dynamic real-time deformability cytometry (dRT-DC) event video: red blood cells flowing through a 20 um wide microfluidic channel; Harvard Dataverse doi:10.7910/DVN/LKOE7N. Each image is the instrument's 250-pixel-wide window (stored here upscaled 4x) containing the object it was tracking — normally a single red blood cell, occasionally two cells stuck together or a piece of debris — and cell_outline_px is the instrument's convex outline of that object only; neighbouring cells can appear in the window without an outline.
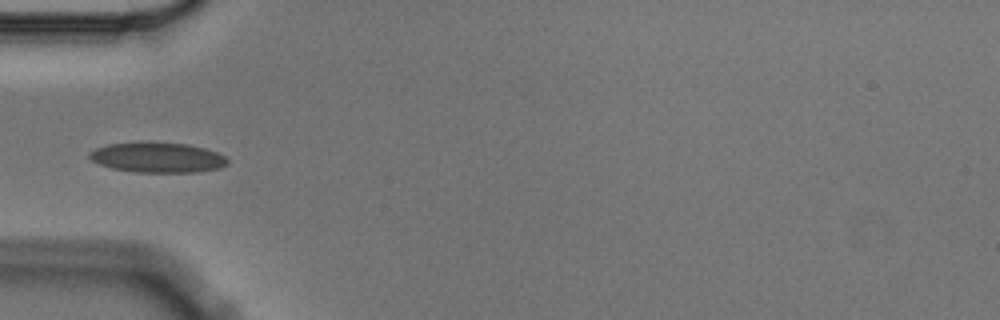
{"species": "Egyptian fruit bat (a non-hibernating species)", "species_latin": "Rousettus aegyptiacus", "temperature_condition": "cold", "stored_images_in_passage": 4, "camera_frame_rate_fps": 3000, "um_per_image_px": 0.085, "animal": {"sex": "male"}, "frame": {"image": 1, "passage_image": 4, "time_ms": 1.0, "image_size_px": [1000, 320], "cell_outline_px": [[228, 164], [220, 168], [200, 172], [136, 172], [112, 168], [100, 164], [92, 160], [88, 156], [88, 152], [96, 148], [108, 144], [144, 140], [152, 140], [188, 144], [204, 148], [216, 152], [224, 156], [228, 160]], "centroid_in_image_um": [13.38, 13.35], "position_along_channel_um": 71.6, "area_um2": 24.85}}